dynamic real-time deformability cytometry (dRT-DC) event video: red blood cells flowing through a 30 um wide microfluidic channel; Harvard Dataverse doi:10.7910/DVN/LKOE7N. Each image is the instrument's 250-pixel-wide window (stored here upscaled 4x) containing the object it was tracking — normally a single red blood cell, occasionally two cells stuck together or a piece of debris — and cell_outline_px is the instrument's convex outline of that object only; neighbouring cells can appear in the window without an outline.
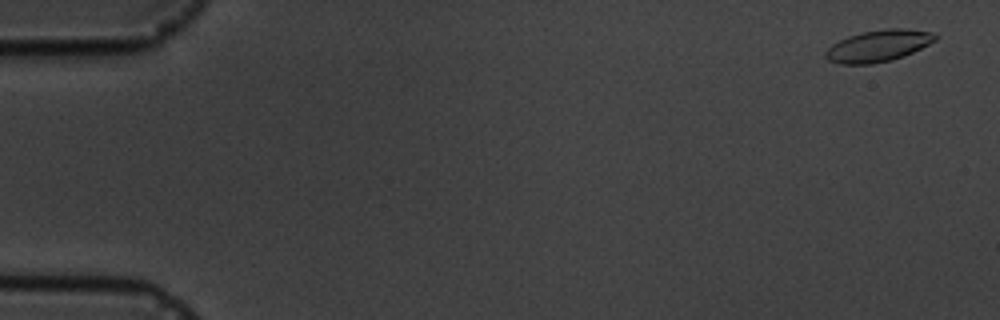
{"species": "common noctule bat (a hibernating species)", "species_latin": "Nyctalus noctula", "temperature_condition": "cold", "stored_images_in_passage": 7, "camera_frame_rate_fps": 3000, "um_per_image_px": 0.085, "animal": {"sex": "male", "body_mass_g": 19.5, "forearm_length_mm": 54.6}, "frame": {"image": 1, "passage_image": 1, "time_ms": 0.0, "image_size_px": [1000, 320], "cell_outline_px": [[936, 40], [912, 52], [892, 60], [872, 64], [840, 64], [828, 60], [824, 56], [824, 52], [832, 44], [848, 36], [864, 32], [888, 28], [904, 28], [932, 32], [936, 36]], "centroid_in_image_um": [74.62, 3.9], "position_along_channel_um": 10.4, "area_um2": 20.06}}
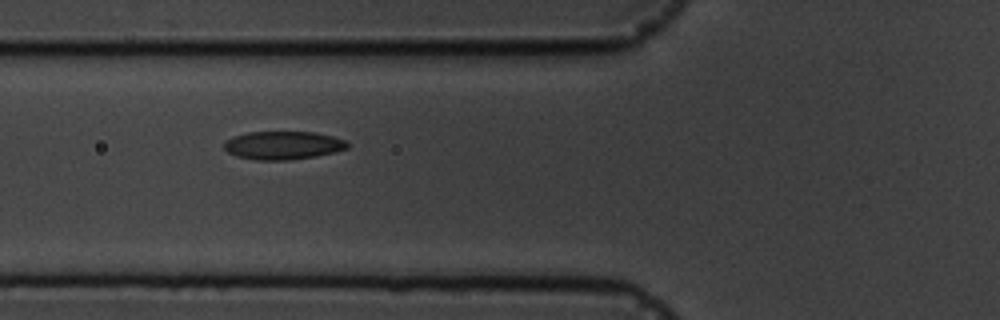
{"frame": {"image": 2, "passage_image": 6, "time_ms": 6.333, "image_size_px": [1000, 320], "cell_outline_px": [[348, 148], [316, 156], [288, 160], [256, 160], [236, 156], [228, 152], [224, 148], [224, 140], [232, 136], [248, 132], [316, 132], [332, 136], [344, 140], [348, 144]], "centroid_in_image_um": [24.01, 12.35], "position_along_channel_um": 101.8, "area_um2": 20.29}}
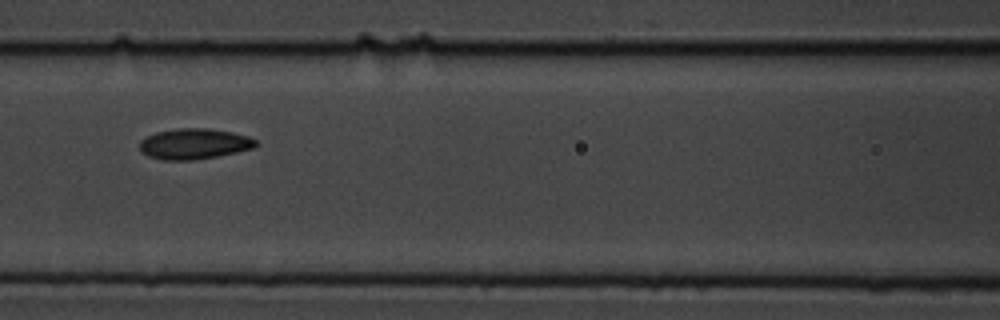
{"frame": {"image": 3, "passage_image": 7, "time_ms": 7.667, "image_size_px": [1000, 320], "cell_outline_px": [[256, 144], [252, 148], [236, 152], [216, 156], [192, 160], [164, 160], [148, 156], [140, 148], [140, 140], [156, 132], [180, 128], [208, 128], [232, 132], [248, 136], [256, 140]], "centroid_in_image_um": [16.5, 12.22], "position_along_channel_um": 150.1, "area_um2": 20.46}}